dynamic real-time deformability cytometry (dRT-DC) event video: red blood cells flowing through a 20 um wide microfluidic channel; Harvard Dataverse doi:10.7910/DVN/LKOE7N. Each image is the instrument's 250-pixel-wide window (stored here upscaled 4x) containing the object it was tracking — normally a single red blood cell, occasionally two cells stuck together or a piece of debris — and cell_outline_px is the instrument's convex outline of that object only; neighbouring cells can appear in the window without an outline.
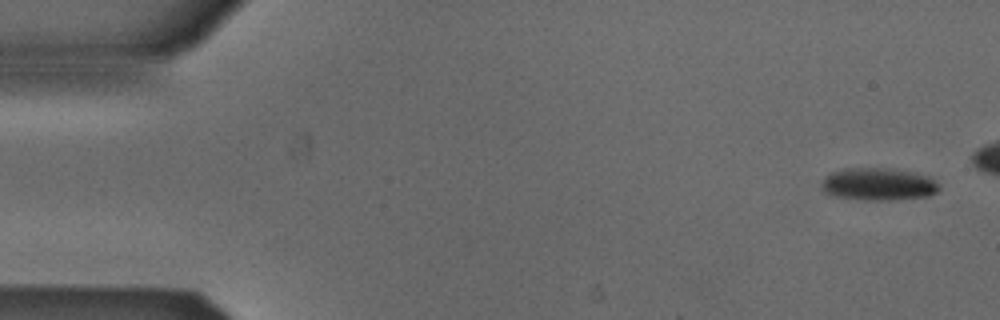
{"species": "Egyptian fruit bat (a non-hibernating species)", "species_latin": "Rousettus aegyptiacus", "temperature_condition": "cold", "stored_images_in_passage": 7, "camera_frame_rate_fps": 3000, "um_per_image_px": 0.085, "animal": {"sex": "male"}, "frame": {"image": 1, "passage_image": 1, "time_ms": 0.0, "image_size_px": [1000, 320], "cell_outline_px": [[940, 188], [936, 192], [928, 196], [888, 200], [864, 200], [836, 196], [824, 192], [820, 184], [824, 176], [832, 172], [844, 168], [888, 168], [916, 172], [932, 176], [940, 184]], "centroid_in_image_um": [74.69, 15.64], "position_along_channel_um": 10.3, "area_um2": 22.6}}
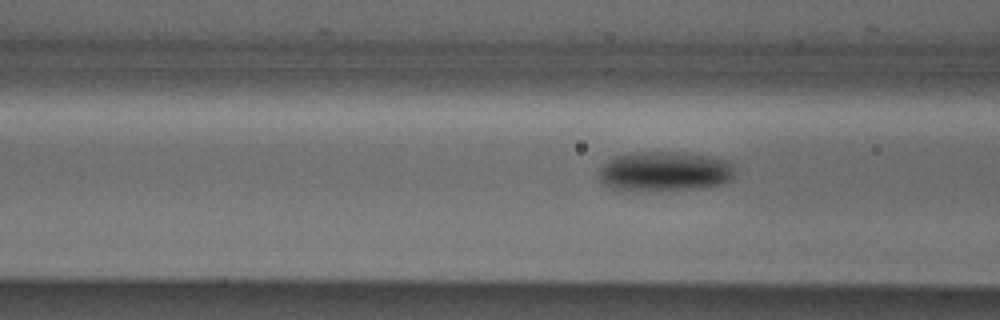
{"frame": {"image": 2, "passage_image": 7, "time_ms": 2.0, "image_size_px": [1000, 320], "cell_outline_px": [[732, 180], [724, 184], [708, 188], [624, 192], [612, 188], [604, 184], [600, 180], [600, 168], [608, 160], [616, 156], [628, 152], [688, 152], [728, 160], [732, 164]], "centroid_in_image_um": [56.49, 14.58], "position_along_channel_um": 110.1, "area_um2": 32.19}}